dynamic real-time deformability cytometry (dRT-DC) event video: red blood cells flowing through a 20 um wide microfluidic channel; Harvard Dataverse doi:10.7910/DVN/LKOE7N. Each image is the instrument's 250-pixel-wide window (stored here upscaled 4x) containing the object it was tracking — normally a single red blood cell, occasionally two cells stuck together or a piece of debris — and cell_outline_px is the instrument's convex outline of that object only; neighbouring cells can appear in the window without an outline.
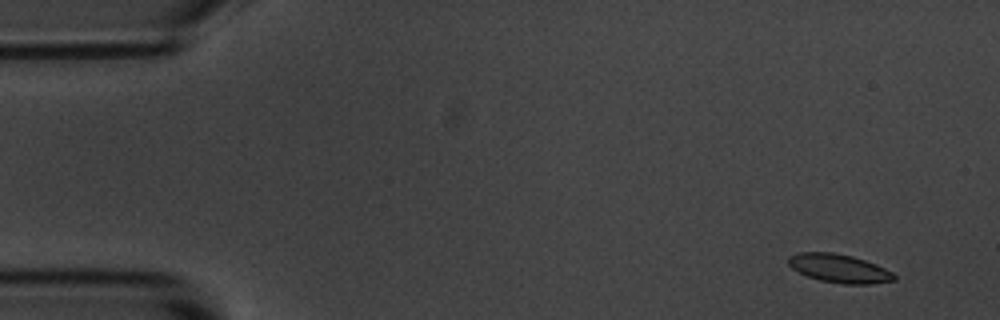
{"species": "common noctule bat (a hibernating species)", "species_latin": "Nyctalus noctula", "temperature_condition": "room temperature", "stored_images_in_passage": 10, "camera_frame_rate_fps": 3000, "um_per_image_px": 0.085, "animal": {"sex": "male", "body_mass_g": 20.1, "forearm_length_mm": 53.5}, "frame": {"image": 1, "passage_image": 1, "time_ms": 0.0, "image_size_px": [1000, 320], "cell_outline_px": [[896, 280], [872, 284], [844, 284], [820, 280], [808, 276], [792, 268], [788, 264], [788, 256], [796, 252], [832, 252], [852, 256], [876, 264], [892, 272], [896, 276]], "centroid_in_image_um": [71.33, 22.81], "position_along_channel_um": 13.7, "area_um2": 17.57}}
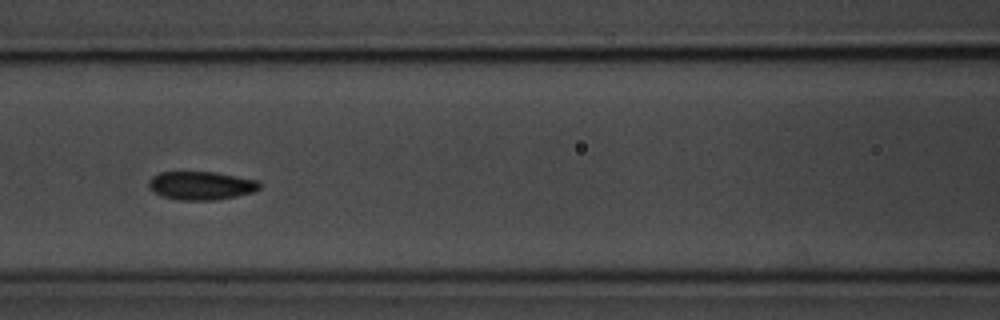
{"frame": {"image": 2, "passage_image": 7, "time_ms": 6.667, "image_size_px": [1000, 320], "cell_outline_px": [[260, 188], [252, 192], [236, 196], [216, 200], [176, 200], [164, 196], [156, 192], [148, 184], [148, 180], [152, 176], [160, 172], [216, 172], [260, 180]], "centroid_in_image_um": [17.13, 15.76], "position_along_channel_um": 149.5, "area_um2": 18.32}}
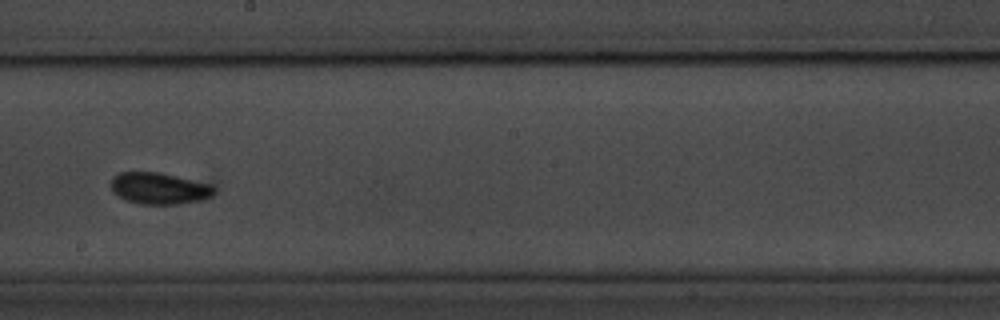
{"frame": {"image": 3, "passage_image": 9, "time_ms": 9.0, "image_size_px": [1000, 320], "cell_outline_px": [[216, 192], [212, 196], [200, 200], [180, 204], [140, 204], [124, 200], [116, 196], [112, 192], [112, 176], [120, 172], [156, 172], [176, 176], [212, 184], [216, 188]], "centroid_in_image_um": [13.53, 16.02], "position_along_channel_um": 234.7, "area_um2": 19.19}}